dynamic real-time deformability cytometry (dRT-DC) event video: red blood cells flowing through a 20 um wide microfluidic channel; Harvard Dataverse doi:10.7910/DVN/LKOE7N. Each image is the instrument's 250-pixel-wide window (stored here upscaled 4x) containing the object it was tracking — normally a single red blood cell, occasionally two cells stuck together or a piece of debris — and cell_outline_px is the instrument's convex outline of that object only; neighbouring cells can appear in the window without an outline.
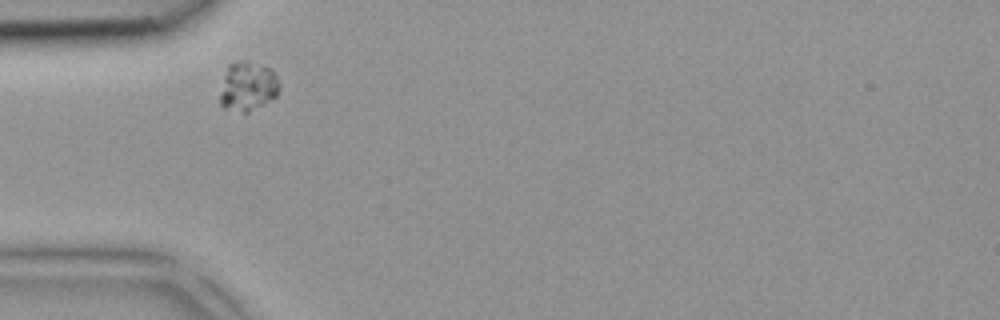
{"species": "common noctule bat (a hibernating species)", "species_latin": "Nyctalus noctula", "temperature_condition": "room temperature", "stored_images_in_passage": 2, "camera_frame_rate_fps": 3000, "um_per_image_px": 0.085, "animal": {"sex": "female", "body_mass_g": 18.4}, "frame": {"image": 1, "passage_image": 1, "time_ms": 0.0, "image_size_px": [1000, 320], "cell_outline_px": [[280, 88], [276, 96], [248, 112], [244, 112], [224, 108], [220, 104], [220, 96], [224, 76], [228, 64], [240, 60], [244, 60], [272, 68], [280, 84]], "centroid_in_image_um": [21.07, 7.31], "position_along_channel_um": 63.9, "area_um2": 16.94}}